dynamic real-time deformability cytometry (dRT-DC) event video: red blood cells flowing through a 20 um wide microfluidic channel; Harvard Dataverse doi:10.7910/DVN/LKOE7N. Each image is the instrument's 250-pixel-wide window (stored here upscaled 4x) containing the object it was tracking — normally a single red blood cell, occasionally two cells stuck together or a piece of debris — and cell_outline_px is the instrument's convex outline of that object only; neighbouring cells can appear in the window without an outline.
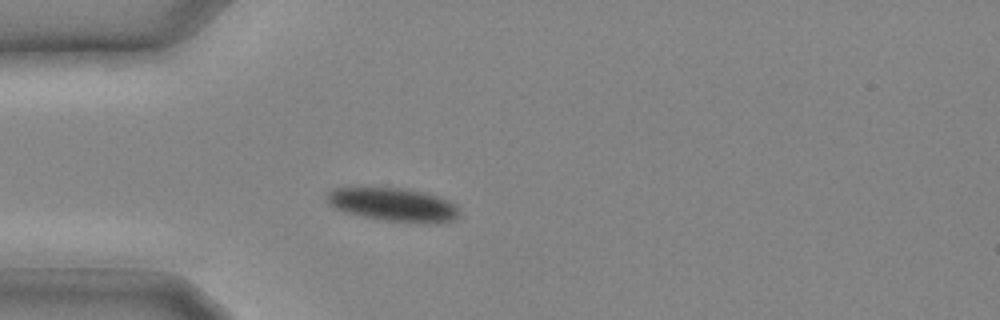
{"species": "common noctule bat (a hibernating species)", "species_latin": "Nyctalus noctula", "temperature_condition": "cold", "stored_images_in_passage": 21, "camera_frame_rate_fps": 3000, "um_per_image_px": 0.085, "animal": {"sex": "male", "body_mass_g": 20.4}, "frame": {"image": 1, "passage_image": 1, "time_ms": 0.0, "image_size_px": [1000, 320], "cell_outline_px": [[460, 216], [452, 220], [436, 224], [420, 224], [388, 220], [364, 216], [344, 212], [328, 204], [328, 192], [332, 188], [360, 184], [400, 188], [420, 192], [436, 196], [448, 200], [456, 204], [460, 212]], "centroid_in_image_um": [33.39, 17.36], "position_along_channel_um": 51.6, "area_um2": 26.65}}
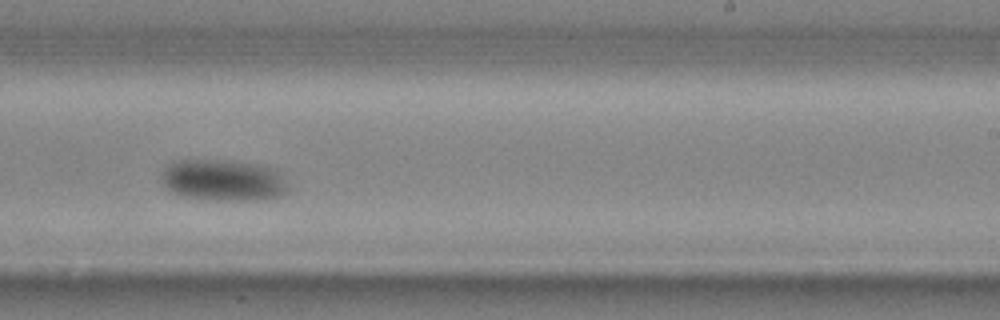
{"frame": {"image": 2, "passage_image": 11, "time_ms": 3.333, "image_size_px": [1000, 320], "cell_outline_px": [[288, 188], [284, 192], [276, 196], [256, 200], [216, 200], [184, 196], [172, 192], [164, 184], [160, 176], [164, 168], [168, 164], [176, 160], [232, 160], [276, 168], [280, 172], [288, 184]], "centroid_in_image_um": [18.97, 15.3], "position_along_channel_um": 270.0, "area_um2": 30.58}}
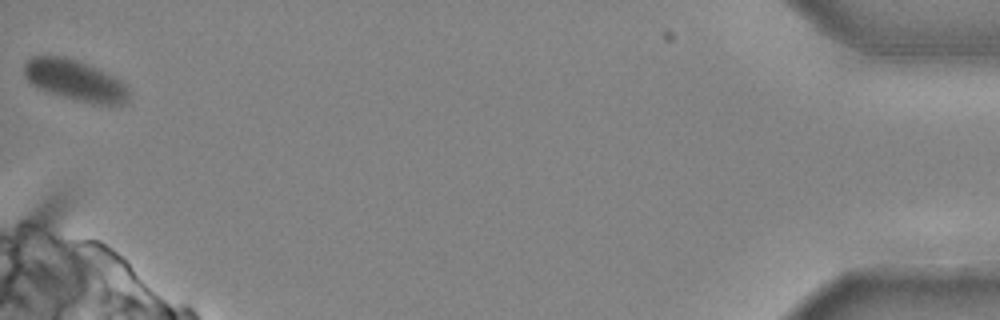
{"frame": {"image": 3, "passage_image": 21, "time_ms": 6.667, "image_size_px": [1000, 320], "cell_outline_px": [[128, 100], [124, 104], [92, 104], [60, 96], [36, 88], [24, 76], [24, 64], [32, 56], [64, 56], [88, 64], [116, 76], [128, 88]], "centroid_in_image_um": [6.38, 6.83], "position_along_channel_um": 428.8, "area_um2": 25.09}}